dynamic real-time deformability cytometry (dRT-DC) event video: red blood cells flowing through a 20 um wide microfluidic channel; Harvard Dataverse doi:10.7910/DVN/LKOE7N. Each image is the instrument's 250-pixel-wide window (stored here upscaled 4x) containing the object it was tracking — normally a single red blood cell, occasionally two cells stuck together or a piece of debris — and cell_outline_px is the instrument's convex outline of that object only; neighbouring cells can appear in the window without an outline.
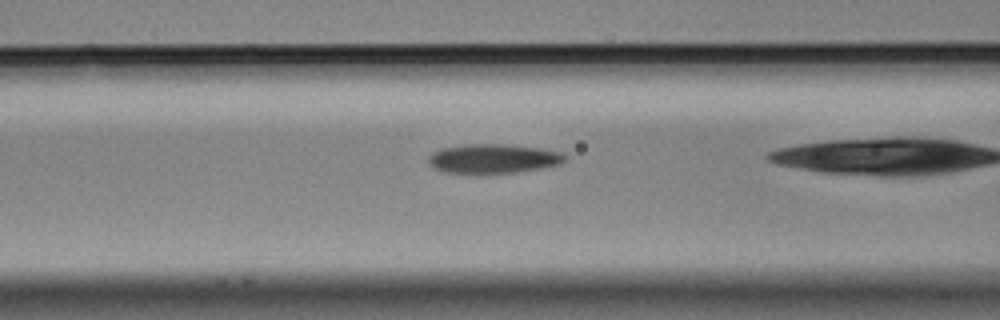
{"species": "Egyptian fruit bat (a non-hibernating species)", "species_latin": "Rousettus aegyptiacus", "temperature_condition": "cold", "stored_images_in_passage": 36, "camera_frame_rate_fps": 3000, "um_per_image_px": 0.085, "animal": {"sex": "male"}, "frame": {"image": 1, "passage_image": 15, "time_ms": 4.667, "image_size_px": [1000, 320], "cell_outline_px": [[564, 160], [560, 164], [540, 168], [516, 172], [440, 172], [432, 168], [428, 164], [428, 156], [444, 148], [472, 144], [496, 144], [540, 148], [560, 152], [564, 156]], "centroid_in_image_um": [41.89, 13.48], "position_along_channel_um": 124.7, "area_um2": 22.6}}
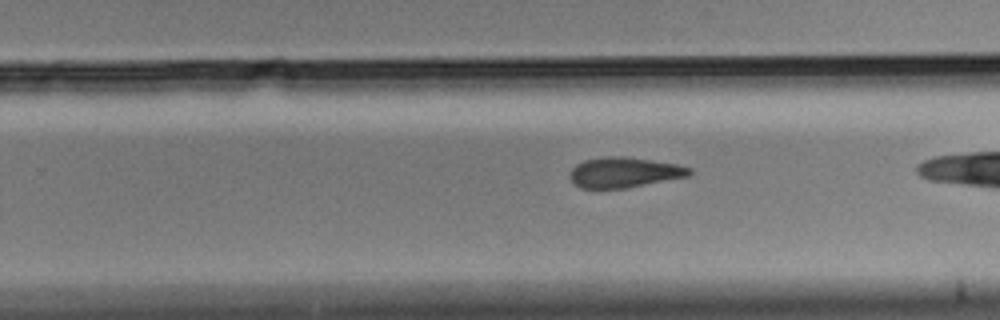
{"frame": {"image": 2, "passage_image": 28, "time_ms": 9.0, "image_size_px": [1000, 320], "cell_outline_px": [[692, 172], [688, 176], [624, 188], [580, 188], [572, 184], [568, 176], [572, 168], [576, 164], [584, 160], [608, 156], [624, 156], [676, 164], [692, 168]], "centroid_in_image_um": [53.0, 14.65], "position_along_channel_um": 276.8, "area_um2": 21.04}}
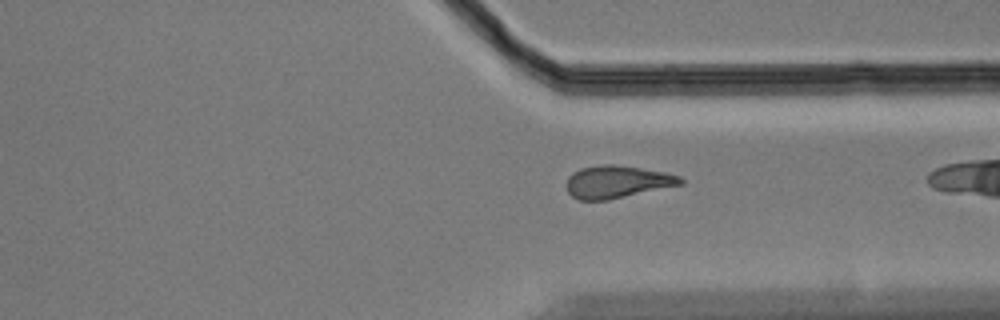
{"frame": {"image": 3, "passage_image": 35, "time_ms": 11.333, "image_size_px": [1000, 320], "cell_outline_px": [[684, 184], [608, 200], [580, 200], [572, 196], [568, 192], [568, 176], [572, 172], [580, 168], [604, 164], [612, 164], [668, 172], [680, 176], [684, 180]], "centroid_in_image_um": [52.49, 15.45], "position_along_channel_um": 358.9, "area_um2": 21.62}}